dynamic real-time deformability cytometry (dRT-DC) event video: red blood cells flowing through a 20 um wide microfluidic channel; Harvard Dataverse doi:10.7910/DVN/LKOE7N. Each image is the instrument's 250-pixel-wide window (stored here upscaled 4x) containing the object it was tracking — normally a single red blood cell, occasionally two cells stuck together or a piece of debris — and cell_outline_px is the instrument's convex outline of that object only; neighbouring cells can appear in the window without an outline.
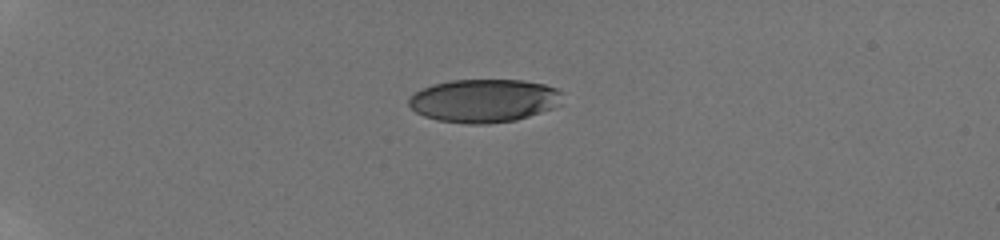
{"species": "human", "species_latin": "Homo sapiens", "temperature_condition": "room temperature", "stored_images_in_passage": 55, "camera_frame_rate_fps": 3000, "um_per_image_px": 0.085, "donor": {"sex": "male"}, "frame": {"image": 1, "passage_image": 1, "time_ms": 0.0, "image_size_px": [1000, 240], "cell_outline_px": [[564, 104], [516, 120], [488, 124], [468, 124], [440, 120], [424, 116], [416, 112], [408, 104], [408, 100], [416, 92], [432, 84], [448, 80], [524, 80], [544, 84], [556, 88], [564, 92]], "centroid_in_image_um": [41.2, 8.55], "position_along_channel_um": 43.8, "area_um2": 38.96}}
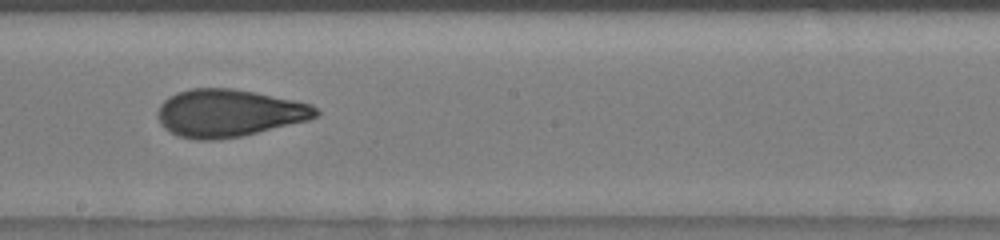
{"frame": {"image": 2, "passage_image": 23, "time_ms": 6.333, "image_size_px": [1000, 240], "cell_outline_px": [[320, 116], [308, 120], [240, 136], [220, 140], [196, 140], [180, 136], [164, 128], [160, 124], [156, 112], [160, 104], [168, 96], [176, 92], [192, 88], [232, 88], [256, 92], [312, 104], [320, 112]], "centroid_in_image_um": [19.43, 9.6], "position_along_channel_um": 228.8, "area_um2": 43.93}}
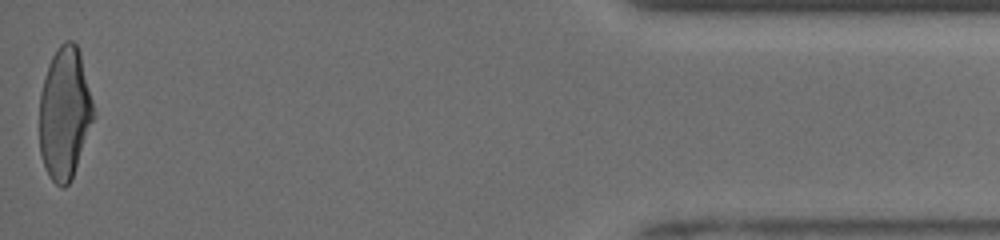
{"frame": {"image": 3, "passage_image": 55, "time_ms": 13.0, "image_size_px": [1000, 240], "cell_outline_px": [[96, 116], [72, 176], [68, 184], [64, 188], [60, 188], [48, 176], [40, 152], [40, 92], [44, 76], [52, 56], [60, 44], [64, 40], [72, 40], [76, 44], [80, 52]], "centroid_in_image_um": [5.5, 9.62], "position_along_channel_um": 429.7, "area_um2": 41.62}, "authors_computed_cell_mechanics": {"area_um2": 42.4252, "velocity_mm_per_s": 3.9617, "shape_relaxation_time_tau1_ms": 3.8891, "shape_relaxation_time_tau2_ms": 1.137, "deformation_change_tau1": 0.1979, "deformation_change_tau2": 0.0815}}